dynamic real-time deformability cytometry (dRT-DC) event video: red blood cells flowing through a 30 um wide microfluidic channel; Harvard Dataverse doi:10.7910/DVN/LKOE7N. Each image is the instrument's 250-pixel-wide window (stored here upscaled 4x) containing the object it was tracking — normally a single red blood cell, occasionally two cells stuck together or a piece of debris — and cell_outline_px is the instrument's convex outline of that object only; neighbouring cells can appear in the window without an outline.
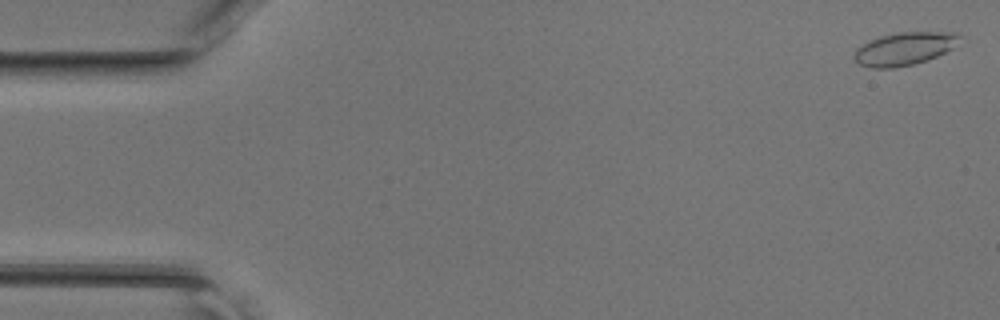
{"species": "common noctule bat (a hibernating species)", "species_latin": "Nyctalus noctula", "temperature_condition": "room temperature", "stored_images_in_passage": 46, "camera_frame_rate_fps": 3000, "um_per_image_px": 0.085, "animal": {"sex": "female", "body_mass_g": 17.0, "forearm_length_mm": 48.0}, "frame": {"image": 1, "passage_image": 1, "time_ms": 0.0, "image_size_px": [1000, 320], "cell_outline_px": [[964, 36], [952, 48], [928, 60], [912, 64], [892, 68], [872, 68], [860, 64], [852, 56], [856, 48], [868, 40], [880, 36], [896, 32], [960, 32]], "centroid_in_image_um": [76.88, 4.12], "position_along_channel_um": 8.1, "area_um2": 20.4}}
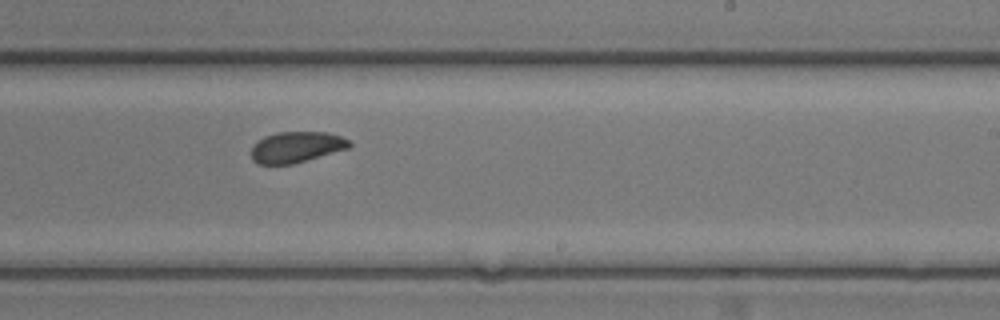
{"frame": {"image": 2, "passage_image": 28, "time_ms": 9.0, "image_size_px": [1000, 320], "cell_outline_px": [[352, 144], [348, 148], [292, 164], [256, 164], [252, 160], [252, 144], [264, 136], [276, 132], [328, 132], [340, 136], [348, 140]], "centroid_in_image_um": [25.15, 12.49], "position_along_channel_um": 263.9, "area_um2": 17.63}}
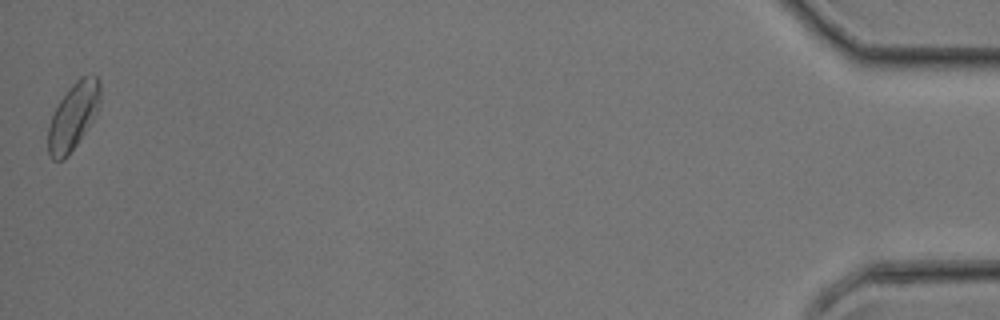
{"frame": {"image": 3, "passage_image": 46, "time_ms": 15.0, "image_size_px": [1000, 320], "cell_outline_px": [[100, 100], [96, 112], [92, 120], [68, 156], [64, 160], [52, 160], [48, 152], [48, 128], [52, 116], [60, 100], [68, 88], [80, 76], [96, 76], [100, 80]], "centroid_in_image_um": [6.21, 9.88], "position_along_channel_um": 429.0, "area_um2": 19.94}}